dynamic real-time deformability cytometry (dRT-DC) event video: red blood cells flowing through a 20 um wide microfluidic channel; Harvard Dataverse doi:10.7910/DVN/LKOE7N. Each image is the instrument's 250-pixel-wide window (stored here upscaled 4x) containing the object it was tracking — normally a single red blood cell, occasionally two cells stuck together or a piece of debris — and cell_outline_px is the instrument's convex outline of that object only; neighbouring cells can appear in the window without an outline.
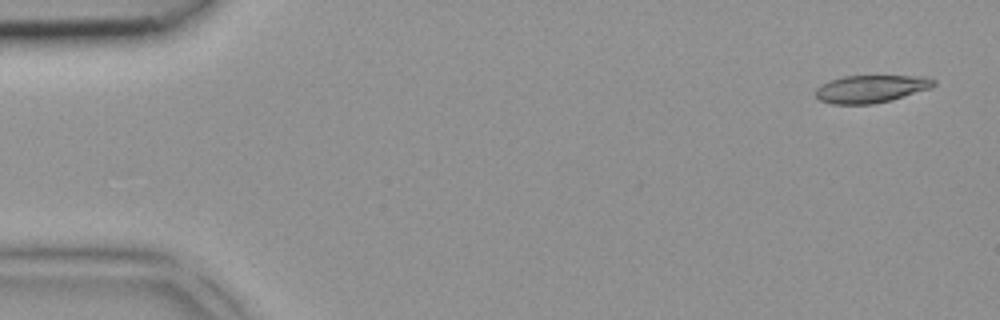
{"species": "common noctule bat (a hibernating species)", "species_latin": "Nyctalus noctula", "temperature_condition": "room temperature", "stored_images_in_passage": 3, "segment_of_instrument_passage": [2, 2], "camera_frame_rate_fps": 3000, "um_per_image_px": 0.085, "animal": {"sex": "female", "body_mass_g": 18.4}, "frame": {"image": 1, "passage_image": 3, "time_ms": 0.667, "image_size_px": [1000, 320], "cell_outline_px": [[936, 84], [932, 88], [892, 100], [872, 104], [832, 104], [820, 100], [816, 96], [816, 88], [820, 84], [844, 76], [928, 76], [936, 80]], "centroid_in_image_um": [74.08, 7.55], "position_along_channel_um": 10.9, "area_um2": 19.13}}